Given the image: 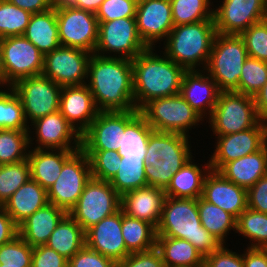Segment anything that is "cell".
I'll use <instances>...</instances> for the list:
<instances>
[{"label": "cell", "mask_w": 267, "mask_h": 267, "mask_svg": "<svg viewBox=\"0 0 267 267\" xmlns=\"http://www.w3.org/2000/svg\"><path fill=\"white\" fill-rule=\"evenodd\" d=\"M152 127L139 110L125 111V131L118 153L124 159H146V149Z\"/></svg>", "instance_id": "f1b7e54d"}, {"label": "cell", "mask_w": 267, "mask_h": 267, "mask_svg": "<svg viewBox=\"0 0 267 267\" xmlns=\"http://www.w3.org/2000/svg\"><path fill=\"white\" fill-rule=\"evenodd\" d=\"M104 0H72L69 4L73 7L96 13Z\"/></svg>", "instance_id": "91938a15"}, {"label": "cell", "mask_w": 267, "mask_h": 267, "mask_svg": "<svg viewBox=\"0 0 267 267\" xmlns=\"http://www.w3.org/2000/svg\"><path fill=\"white\" fill-rule=\"evenodd\" d=\"M122 210L102 219L85 232L86 246L116 263L122 261L130 252L122 236Z\"/></svg>", "instance_id": "44dd1931"}, {"label": "cell", "mask_w": 267, "mask_h": 267, "mask_svg": "<svg viewBox=\"0 0 267 267\" xmlns=\"http://www.w3.org/2000/svg\"><path fill=\"white\" fill-rule=\"evenodd\" d=\"M77 150L31 149L28 151L31 179L44 189L53 185L61 173L64 162Z\"/></svg>", "instance_id": "4316f807"}, {"label": "cell", "mask_w": 267, "mask_h": 267, "mask_svg": "<svg viewBox=\"0 0 267 267\" xmlns=\"http://www.w3.org/2000/svg\"><path fill=\"white\" fill-rule=\"evenodd\" d=\"M201 197L236 219L248 208L247 190L226 179L219 171L210 170L207 174Z\"/></svg>", "instance_id": "603a6c76"}, {"label": "cell", "mask_w": 267, "mask_h": 267, "mask_svg": "<svg viewBox=\"0 0 267 267\" xmlns=\"http://www.w3.org/2000/svg\"><path fill=\"white\" fill-rule=\"evenodd\" d=\"M45 245L69 260L86 245L85 231L67 213L51 233Z\"/></svg>", "instance_id": "836d02e7"}, {"label": "cell", "mask_w": 267, "mask_h": 267, "mask_svg": "<svg viewBox=\"0 0 267 267\" xmlns=\"http://www.w3.org/2000/svg\"><path fill=\"white\" fill-rule=\"evenodd\" d=\"M248 208L267 214V175L247 190Z\"/></svg>", "instance_id": "db71d44e"}, {"label": "cell", "mask_w": 267, "mask_h": 267, "mask_svg": "<svg viewBox=\"0 0 267 267\" xmlns=\"http://www.w3.org/2000/svg\"><path fill=\"white\" fill-rule=\"evenodd\" d=\"M253 98L258 118L260 121L267 122V82Z\"/></svg>", "instance_id": "680465c9"}, {"label": "cell", "mask_w": 267, "mask_h": 267, "mask_svg": "<svg viewBox=\"0 0 267 267\" xmlns=\"http://www.w3.org/2000/svg\"><path fill=\"white\" fill-rule=\"evenodd\" d=\"M208 119L214 136L242 132L260 121L253 96L235 91L220 92Z\"/></svg>", "instance_id": "ba28073f"}, {"label": "cell", "mask_w": 267, "mask_h": 267, "mask_svg": "<svg viewBox=\"0 0 267 267\" xmlns=\"http://www.w3.org/2000/svg\"><path fill=\"white\" fill-rule=\"evenodd\" d=\"M6 89H0V129L29 130L20 98L11 87Z\"/></svg>", "instance_id": "ab89813d"}, {"label": "cell", "mask_w": 267, "mask_h": 267, "mask_svg": "<svg viewBox=\"0 0 267 267\" xmlns=\"http://www.w3.org/2000/svg\"><path fill=\"white\" fill-rule=\"evenodd\" d=\"M204 267H244L243 253L233 252L222 245L204 258Z\"/></svg>", "instance_id": "816d5d0a"}, {"label": "cell", "mask_w": 267, "mask_h": 267, "mask_svg": "<svg viewBox=\"0 0 267 267\" xmlns=\"http://www.w3.org/2000/svg\"><path fill=\"white\" fill-rule=\"evenodd\" d=\"M89 157L92 178L110 182L121 164V157L113 150H83Z\"/></svg>", "instance_id": "f6af8a7d"}, {"label": "cell", "mask_w": 267, "mask_h": 267, "mask_svg": "<svg viewBox=\"0 0 267 267\" xmlns=\"http://www.w3.org/2000/svg\"><path fill=\"white\" fill-rule=\"evenodd\" d=\"M219 172L236 185L248 190L261 177L267 175V149L226 163Z\"/></svg>", "instance_id": "f546056e"}, {"label": "cell", "mask_w": 267, "mask_h": 267, "mask_svg": "<svg viewBox=\"0 0 267 267\" xmlns=\"http://www.w3.org/2000/svg\"><path fill=\"white\" fill-rule=\"evenodd\" d=\"M216 34L214 20L174 26L163 43V54L186 71L201 70L202 66L204 70Z\"/></svg>", "instance_id": "5b68a950"}, {"label": "cell", "mask_w": 267, "mask_h": 267, "mask_svg": "<svg viewBox=\"0 0 267 267\" xmlns=\"http://www.w3.org/2000/svg\"><path fill=\"white\" fill-rule=\"evenodd\" d=\"M117 267H166L156 247L133 252L117 263Z\"/></svg>", "instance_id": "f907efd6"}, {"label": "cell", "mask_w": 267, "mask_h": 267, "mask_svg": "<svg viewBox=\"0 0 267 267\" xmlns=\"http://www.w3.org/2000/svg\"><path fill=\"white\" fill-rule=\"evenodd\" d=\"M263 249H264V250L266 251V253H267V246H265Z\"/></svg>", "instance_id": "e7e4bbea"}, {"label": "cell", "mask_w": 267, "mask_h": 267, "mask_svg": "<svg viewBox=\"0 0 267 267\" xmlns=\"http://www.w3.org/2000/svg\"><path fill=\"white\" fill-rule=\"evenodd\" d=\"M190 137L154 130L150 133L145 159L148 186L167 189L173 175L193 158Z\"/></svg>", "instance_id": "277c9868"}, {"label": "cell", "mask_w": 267, "mask_h": 267, "mask_svg": "<svg viewBox=\"0 0 267 267\" xmlns=\"http://www.w3.org/2000/svg\"><path fill=\"white\" fill-rule=\"evenodd\" d=\"M86 81L99 111L136 109L131 59L103 57L92 53L88 61Z\"/></svg>", "instance_id": "6da1fadb"}, {"label": "cell", "mask_w": 267, "mask_h": 267, "mask_svg": "<svg viewBox=\"0 0 267 267\" xmlns=\"http://www.w3.org/2000/svg\"><path fill=\"white\" fill-rule=\"evenodd\" d=\"M125 131V111H100L81 135L82 150H119Z\"/></svg>", "instance_id": "ffe728a7"}, {"label": "cell", "mask_w": 267, "mask_h": 267, "mask_svg": "<svg viewBox=\"0 0 267 267\" xmlns=\"http://www.w3.org/2000/svg\"><path fill=\"white\" fill-rule=\"evenodd\" d=\"M247 57L240 35L217 33L204 71L217 83L221 92H238L241 69Z\"/></svg>", "instance_id": "8992f818"}, {"label": "cell", "mask_w": 267, "mask_h": 267, "mask_svg": "<svg viewBox=\"0 0 267 267\" xmlns=\"http://www.w3.org/2000/svg\"><path fill=\"white\" fill-rule=\"evenodd\" d=\"M23 36L45 55L60 46L55 5L48 11L32 14Z\"/></svg>", "instance_id": "1f68e13d"}, {"label": "cell", "mask_w": 267, "mask_h": 267, "mask_svg": "<svg viewBox=\"0 0 267 267\" xmlns=\"http://www.w3.org/2000/svg\"><path fill=\"white\" fill-rule=\"evenodd\" d=\"M91 178L89 157L79 149L64 162L60 175L48 188V202L68 213L77 204Z\"/></svg>", "instance_id": "8fae6325"}, {"label": "cell", "mask_w": 267, "mask_h": 267, "mask_svg": "<svg viewBox=\"0 0 267 267\" xmlns=\"http://www.w3.org/2000/svg\"><path fill=\"white\" fill-rule=\"evenodd\" d=\"M59 112L82 135L100 112L88 86H63Z\"/></svg>", "instance_id": "7402d4cb"}, {"label": "cell", "mask_w": 267, "mask_h": 267, "mask_svg": "<svg viewBox=\"0 0 267 267\" xmlns=\"http://www.w3.org/2000/svg\"><path fill=\"white\" fill-rule=\"evenodd\" d=\"M11 88L21 100L28 125L30 121L59 111L62 87L42 74L22 78Z\"/></svg>", "instance_id": "4fadbf2b"}, {"label": "cell", "mask_w": 267, "mask_h": 267, "mask_svg": "<svg viewBox=\"0 0 267 267\" xmlns=\"http://www.w3.org/2000/svg\"><path fill=\"white\" fill-rule=\"evenodd\" d=\"M145 166V159H124L121 157L118 172L110 181V184L120 196L129 191L148 186Z\"/></svg>", "instance_id": "74e56055"}, {"label": "cell", "mask_w": 267, "mask_h": 267, "mask_svg": "<svg viewBox=\"0 0 267 267\" xmlns=\"http://www.w3.org/2000/svg\"><path fill=\"white\" fill-rule=\"evenodd\" d=\"M213 8L217 33L240 35L251 25L267 18L266 0H223Z\"/></svg>", "instance_id": "2e32d148"}, {"label": "cell", "mask_w": 267, "mask_h": 267, "mask_svg": "<svg viewBox=\"0 0 267 267\" xmlns=\"http://www.w3.org/2000/svg\"><path fill=\"white\" fill-rule=\"evenodd\" d=\"M265 147L267 149V122H266V131H265Z\"/></svg>", "instance_id": "be15d7a7"}, {"label": "cell", "mask_w": 267, "mask_h": 267, "mask_svg": "<svg viewBox=\"0 0 267 267\" xmlns=\"http://www.w3.org/2000/svg\"><path fill=\"white\" fill-rule=\"evenodd\" d=\"M137 3L135 0H104L95 16L98 23L135 17Z\"/></svg>", "instance_id": "c3c4849f"}, {"label": "cell", "mask_w": 267, "mask_h": 267, "mask_svg": "<svg viewBox=\"0 0 267 267\" xmlns=\"http://www.w3.org/2000/svg\"><path fill=\"white\" fill-rule=\"evenodd\" d=\"M30 178L28 158L16 163L0 165V204L3 205Z\"/></svg>", "instance_id": "b9f144b4"}, {"label": "cell", "mask_w": 267, "mask_h": 267, "mask_svg": "<svg viewBox=\"0 0 267 267\" xmlns=\"http://www.w3.org/2000/svg\"><path fill=\"white\" fill-rule=\"evenodd\" d=\"M91 54L81 49L59 46L44 55L42 75L61 87L85 85Z\"/></svg>", "instance_id": "9a60e30c"}, {"label": "cell", "mask_w": 267, "mask_h": 267, "mask_svg": "<svg viewBox=\"0 0 267 267\" xmlns=\"http://www.w3.org/2000/svg\"><path fill=\"white\" fill-rule=\"evenodd\" d=\"M135 20L138 33L148 48L166 40L174 27L170 0H141L137 3Z\"/></svg>", "instance_id": "ac0fdd59"}, {"label": "cell", "mask_w": 267, "mask_h": 267, "mask_svg": "<svg viewBox=\"0 0 267 267\" xmlns=\"http://www.w3.org/2000/svg\"><path fill=\"white\" fill-rule=\"evenodd\" d=\"M194 161L191 158L173 175L169 186L165 190L166 196L188 199H198L202 196L204 180L210 172L211 166L207 161L206 165L201 164L203 167L201 168Z\"/></svg>", "instance_id": "4dcf8cb0"}, {"label": "cell", "mask_w": 267, "mask_h": 267, "mask_svg": "<svg viewBox=\"0 0 267 267\" xmlns=\"http://www.w3.org/2000/svg\"><path fill=\"white\" fill-rule=\"evenodd\" d=\"M156 248L166 267H204V257L187 240L157 237Z\"/></svg>", "instance_id": "d6a6232c"}, {"label": "cell", "mask_w": 267, "mask_h": 267, "mask_svg": "<svg viewBox=\"0 0 267 267\" xmlns=\"http://www.w3.org/2000/svg\"><path fill=\"white\" fill-rule=\"evenodd\" d=\"M68 267H117V263L85 245L68 260Z\"/></svg>", "instance_id": "681fc988"}, {"label": "cell", "mask_w": 267, "mask_h": 267, "mask_svg": "<svg viewBox=\"0 0 267 267\" xmlns=\"http://www.w3.org/2000/svg\"><path fill=\"white\" fill-rule=\"evenodd\" d=\"M236 233L250 240L247 247L264 248L267 246V214L245 209L236 220Z\"/></svg>", "instance_id": "f35d334b"}, {"label": "cell", "mask_w": 267, "mask_h": 267, "mask_svg": "<svg viewBox=\"0 0 267 267\" xmlns=\"http://www.w3.org/2000/svg\"><path fill=\"white\" fill-rule=\"evenodd\" d=\"M33 247L19 235L0 246L1 267H31Z\"/></svg>", "instance_id": "bcb514c9"}, {"label": "cell", "mask_w": 267, "mask_h": 267, "mask_svg": "<svg viewBox=\"0 0 267 267\" xmlns=\"http://www.w3.org/2000/svg\"><path fill=\"white\" fill-rule=\"evenodd\" d=\"M5 86V72L2 63V49H1V39H0V88Z\"/></svg>", "instance_id": "94428289"}, {"label": "cell", "mask_w": 267, "mask_h": 267, "mask_svg": "<svg viewBox=\"0 0 267 267\" xmlns=\"http://www.w3.org/2000/svg\"><path fill=\"white\" fill-rule=\"evenodd\" d=\"M220 92L217 83L204 70L186 71L183 75L180 94L203 119L208 120Z\"/></svg>", "instance_id": "cb8c5ba5"}, {"label": "cell", "mask_w": 267, "mask_h": 267, "mask_svg": "<svg viewBox=\"0 0 267 267\" xmlns=\"http://www.w3.org/2000/svg\"><path fill=\"white\" fill-rule=\"evenodd\" d=\"M121 230L126 249L130 253L156 247V227L149 222L128 216L122 211Z\"/></svg>", "instance_id": "e575fe53"}, {"label": "cell", "mask_w": 267, "mask_h": 267, "mask_svg": "<svg viewBox=\"0 0 267 267\" xmlns=\"http://www.w3.org/2000/svg\"><path fill=\"white\" fill-rule=\"evenodd\" d=\"M32 13L0 0V39L9 36H23Z\"/></svg>", "instance_id": "7bdbcfd3"}, {"label": "cell", "mask_w": 267, "mask_h": 267, "mask_svg": "<svg viewBox=\"0 0 267 267\" xmlns=\"http://www.w3.org/2000/svg\"><path fill=\"white\" fill-rule=\"evenodd\" d=\"M146 49L148 47L138 33L135 17L99 23L98 42L94 54L133 60Z\"/></svg>", "instance_id": "7c38bea8"}, {"label": "cell", "mask_w": 267, "mask_h": 267, "mask_svg": "<svg viewBox=\"0 0 267 267\" xmlns=\"http://www.w3.org/2000/svg\"><path fill=\"white\" fill-rule=\"evenodd\" d=\"M197 207L202 226L223 245H226L227 235L233 230L236 233V218L220 207L205 201L202 197L197 199Z\"/></svg>", "instance_id": "d590c367"}, {"label": "cell", "mask_w": 267, "mask_h": 267, "mask_svg": "<svg viewBox=\"0 0 267 267\" xmlns=\"http://www.w3.org/2000/svg\"><path fill=\"white\" fill-rule=\"evenodd\" d=\"M66 214L64 209L48 203L18 226V235L32 247L45 245Z\"/></svg>", "instance_id": "484cf974"}, {"label": "cell", "mask_w": 267, "mask_h": 267, "mask_svg": "<svg viewBox=\"0 0 267 267\" xmlns=\"http://www.w3.org/2000/svg\"><path fill=\"white\" fill-rule=\"evenodd\" d=\"M139 111L154 131L186 136L204 120L180 93L150 100Z\"/></svg>", "instance_id": "52a82bcc"}, {"label": "cell", "mask_w": 267, "mask_h": 267, "mask_svg": "<svg viewBox=\"0 0 267 267\" xmlns=\"http://www.w3.org/2000/svg\"><path fill=\"white\" fill-rule=\"evenodd\" d=\"M240 36L249 57L267 62V18L251 25Z\"/></svg>", "instance_id": "7dc6e473"}, {"label": "cell", "mask_w": 267, "mask_h": 267, "mask_svg": "<svg viewBox=\"0 0 267 267\" xmlns=\"http://www.w3.org/2000/svg\"><path fill=\"white\" fill-rule=\"evenodd\" d=\"M244 267H267V253L263 248L247 247L243 252Z\"/></svg>", "instance_id": "6f0895ef"}, {"label": "cell", "mask_w": 267, "mask_h": 267, "mask_svg": "<svg viewBox=\"0 0 267 267\" xmlns=\"http://www.w3.org/2000/svg\"><path fill=\"white\" fill-rule=\"evenodd\" d=\"M32 14L42 13L54 7L53 0H7Z\"/></svg>", "instance_id": "9f6ffc18"}, {"label": "cell", "mask_w": 267, "mask_h": 267, "mask_svg": "<svg viewBox=\"0 0 267 267\" xmlns=\"http://www.w3.org/2000/svg\"><path fill=\"white\" fill-rule=\"evenodd\" d=\"M72 0H53V4L55 6L61 5V4H69Z\"/></svg>", "instance_id": "6125c7cd"}, {"label": "cell", "mask_w": 267, "mask_h": 267, "mask_svg": "<svg viewBox=\"0 0 267 267\" xmlns=\"http://www.w3.org/2000/svg\"><path fill=\"white\" fill-rule=\"evenodd\" d=\"M170 3L174 26L214 20L211 0H170Z\"/></svg>", "instance_id": "60d3db41"}, {"label": "cell", "mask_w": 267, "mask_h": 267, "mask_svg": "<svg viewBox=\"0 0 267 267\" xmlns=\"http://www.w3.org/2000/svg\"><path fill=\"white\" fill-rule=\"evenodd\" d=\"M34 139L29 130L0 129V165L27 159Z\"/></svg>", "instance_id": "8d00e7d4"}, {"label": "cell", "mask_w": 267, "mask_h": 267, "mask_svg": "<svg viewBox=\"0 0 267 267\" xmlns=\"http://www.w3.org/2000/svg\"><path fill=\"white\" fill-rule=\"evenodd\" d=\"M156 232L189 241L204 258L223 245L202 226L197 199L166 196Z\"/></svg>", "instance_id": "3957f363"}, {"label": "cell", "mask_w": 267, "mask_h": 267, "mask_svg": "<svg viewBox=\"0 0 267 267\" xmlns=\"http://www.w3.org/2000/svg\"><path fill=\"white\" fill-rule=\"evenodd\" d=\"M1 49L5 87H11L22 78L42 74L44 55L24 36L2 38Z\"/></svg>", "instance_id": "5bb4252c"}, {"label": "cell", "mask_w": 267, "mask_h": 267, "mask_svg": "<svg viewBox=\"0 0 267 267\" xmlns=\"http://www.w3.org/2000/svg\"><path fill=\"white\" fill-rule=\"evenodd\" d=\"M31 267H68V259L47 245L33 247Z\"/></svg>", "instance_id": "f5cc1de1"}, {"label": "cell", "mask_w": 267, "mask_h": 267, "mask_svg": "<svg viewBox=\"0 0 267 267\" xmlns=\"http://www.w3.org/2000/svg\"><path fill=\"white\" fill-rule=\"evenodd\" d=\"M267 82V62L247 57L241 69L238 93L254 96Z\"/></svg>", "instance_id": "ee69618b"}, {"label": "cell", "mask_w": 267, "mask_h": 267, "mask_svg": "<svg viewBox=\"0 0 267 267\" xmlns=\"http://www.w3.org/2000/svg\"><path fill=\"white\" fill-rule=\"evenodd\" d=\"M60 46L94 53L99 23L94 13L70 4L55 6Z\"/></svg>", "instance_id": "30bf717a"}, {"label": "cell", "mask_w": 267, "mask_h": 267, "mask_svg": "<svg viewBox=\"0 0 267 267\" xmlns=\"http://www.w3.org/2000/svg\"><path fill=\"white\" fill-rule=\"evenodd\" d=\"M148 48L132 60L133 90L136 110L150 100L180 93L186 70L162 52ZM164 55V56H163Z\"/></svg>", "instance_id": "7a4b0ae2"}, {"label": "cell", "mask_w": 267, "mask_h": 267, "mask_svg": "<svg viewBox=\"0 0 267 267\" xmlns=\"http://www.w3.org/2000/svg\"><path fill=\"white\" fill-rule=\"evenodd\" d=\"M165 198V190L146 186L123 194L120 209L128 216L149 222L157 227Z\"/></svg>", "instance_id": "d4e9b609"}, {"label": "cell", "mask_w": 267, "mask_h": 267, "mask_svg": "<svg viewBox=\"0 0 267 267\" xmlns=\"http://www.w3.org/2000/svg\"><path fill=\"white\" fill-rule=\"evenodd\" d=\"M48 203L47 190L30 178L5 201L2 207L19 226Z\"/></svg>", "instance_id": "83f0119b"}, {"label": "cell", "mask_w": 267, "mask_h": 267, "mask_svg": "<svg viewBox=\"0 0 267 267\" xmlns=\"http://www.w3.org/2000/svg\"><path fill=\"white\" fill-rule=\"evenodd\" d=\"M30 126L29 135L35 132L37 139L34 149H81V135L59 111L36 119Z\"/></svg>", "instance_id": "d6986e66"}, {"label": "cell", "mask_w": 267, "mask_h": 267, "mask_svg": "<svg viewBox=\"0 0 267 267\" xmlns=\"http://www.w3.org/2000/svg\"><path fill=\"white\" fill-rule=\"evenodd\" d=\"M266 122L259 121L253 128L216 136L215 150L208 160L211 170L219 171L226 163L261 150L265 146Z\"/></svg>", "instance_id": "e0dca14e"}, {"label": "cell", "mask_w": 267, "mask_h": 267, "mask_svg": "<svg viewBox=\"0 0 267 267\" xmlns=\"http://www.w3.org/2000/svg\"><path fill=\"white\" fill-rule=\"evenodd\" d=\"M18 235V226L10 215L0 207V246L12 241Z\"/></svg>", "instance_id": "11a10c76"}, {"label": "cell", "mask_w": 267, "mask_h": 267, "mask_svg": "<svg viewBox=\"0 0 267 267\" xmlns=\"http://www.w3.org/2000/svg\"><path fill=\"white\" fill-rule=\"evenodd\" d=\"M121 196L110 182L91 178L85 185L77 204L68 214L86 232L120 210Z\"/></svg>", "instance_id": "9c48e42d"}]
</instances>
